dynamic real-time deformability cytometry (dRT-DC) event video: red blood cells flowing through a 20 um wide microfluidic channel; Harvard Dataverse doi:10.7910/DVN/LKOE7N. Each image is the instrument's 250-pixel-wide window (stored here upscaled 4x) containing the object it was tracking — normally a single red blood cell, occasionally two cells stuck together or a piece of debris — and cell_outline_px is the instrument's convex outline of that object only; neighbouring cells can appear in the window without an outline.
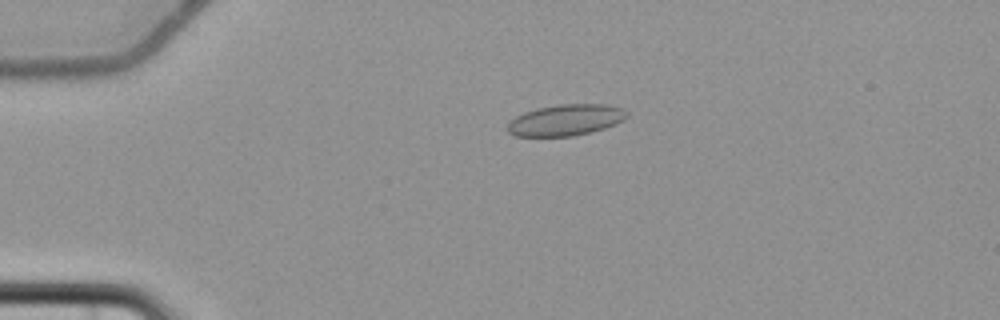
{"species": "common noctule bat (a hibernating species)", "species_latin": "Nyctalus noctula", "temperature_condition": "cold", "stored_images_in_passage": 6, "camera_frame_rate_fps": 3000, "um_per_image_px": 0.085, "animal": {"sex": "female", "body_mass_g": 22.7, "forearm_length_mm": 54.2}, "frame": {"image": 1, "passage_image": 4, "time_ms": 3.667, "image_size_px": [1000, 320], "cell_outline_px": [[628, 116], [624, 120], [616, 124], [604, 128], [572, 136], [512, 136], [508, 132], [508, 120], [524, 112], [536, 108], [560, 104], [608, 104], [624, 108], [628, 112]], "centroid_in_image_um": [48.09, 10.19], "position_along_channel_um": 36.9, "area_um2": 21.91}}
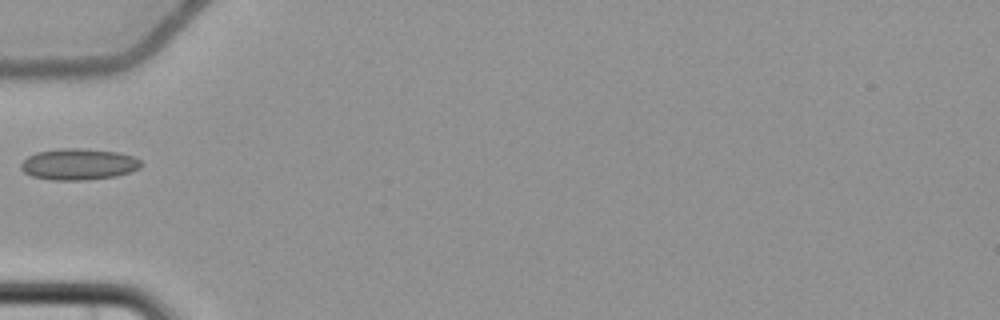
{"frame": {"image": 2, "passage_image": 5, "time_ms": 6.0, "image_size_px": [1000, 320], "cell_outline_px": [[144, 164], [140, 168], [116, 176], [88, 180], [52, 180], [32, 176], [24, 172], [20, 168], [20, 164], [28, 156], [36, 152], [60, 148], [76, 148], [116, 152], [132, 156], [140, 160]], "centroid_in_image_um": [6.67, 13.96], "position_along_channel_um": 78.3, "area_um2": 21.91}}
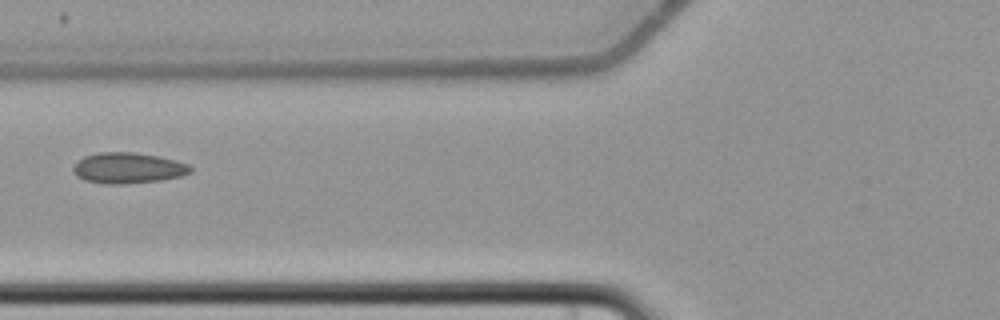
{"frame": {"image": 3, "passage_image": 6, "time_ms": 7.0, "image_size_px": [1000, 320], "cell_outline_px": [[192, 172], [180, 176], [164, 180], [124, 184], [108, 184], [84, 180], [76, 176], [72, 168], [84, 156], [100, 152], [132, 152], [156, 156], [176, 160], [188, 164], [192, 168]], "centroid_in_image_um": [10.9, 14.29], "position_along_channel_um": 114.9, "area_um2": 20.98}}